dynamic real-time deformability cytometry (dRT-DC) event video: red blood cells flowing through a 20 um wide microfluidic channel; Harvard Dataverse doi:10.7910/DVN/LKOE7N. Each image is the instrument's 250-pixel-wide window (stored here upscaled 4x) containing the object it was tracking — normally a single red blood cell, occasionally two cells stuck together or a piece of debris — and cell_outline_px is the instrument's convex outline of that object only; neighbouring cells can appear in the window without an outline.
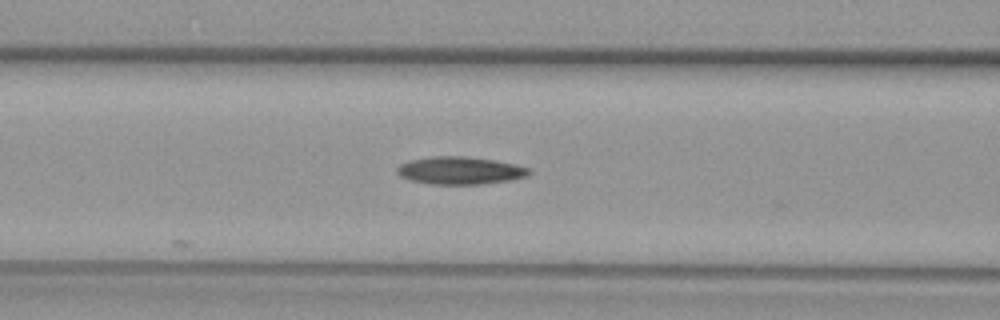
{"species": "common noctule bat (a hibernating species)", "species_latin": "Nyctalus noctula", "temperature_condition": "warm", "stored_images_in_passage": 25, "camera_frame_rate_fps": 3000, "um_per_image_px": 0.085, "animal": {"sex": "female", "body_mass_g": 29.2, "forearm_length_mm": 56.3}, "frame": {"image": 1, "passage_image": 7, "time_ms": 2.0, "image_size_px": [1000, 320], "cell_outline_px": [[532, 172], [528, 176], [512, 180], [484, 184], [432, 184], [408, 180], [400, 176], [396, 172], [396, 168], [400, 164], [408, 160], [432, 156], [464, 156], [496, 160], [516, 164], [532, 168]], "centroid_in_image_um": [39.13, 14.49], "position_along_channel_um": 127.5, "area_um2": 21.68}}
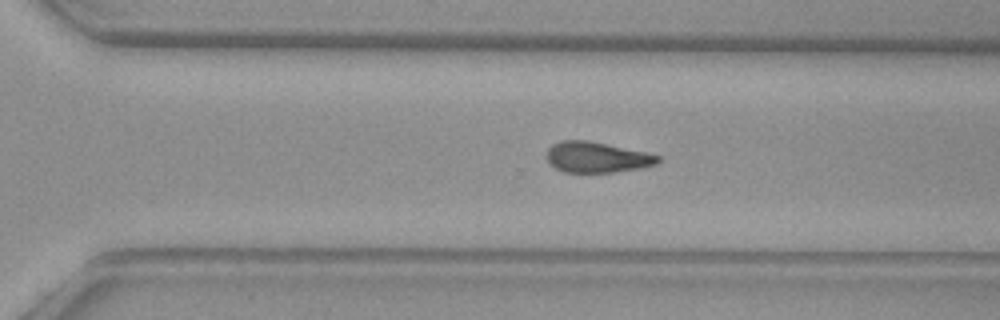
{"frame": {"image": 2, "passage_image": 21, "time_ms": 6.667, "image_size_px": [1000, 320], "cell_outline_px": [[660, 160], [656, 164], [640, 168], [612, 172], [564, 172], [548, 164], [544, 156], [548, 148], [552, 144], [560, 140], [588, 140], [644, 152], [660, 156]], "centroid_in_image_um": [50.65, 13.36], "position_along_channel_um": 320.0, "area_um2": 19.94}}
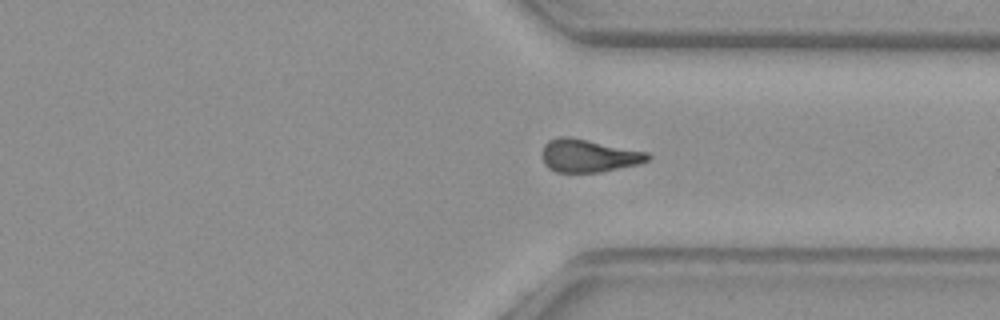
{"frame": {"image": 3, "passage_image": 24, "time_ms": 7.667, "image_size_px": [1000, 320], "cell_outline_px": [[652, 156], [648, 160], [640, 164], [600, 172], [556, 172], [548, 168], [544, 164], [540, 152], [544, 144], [548, 140], [560, 136], [568, 136], [648, 152]], "centroid_in_image_um": [50.0, 13.23], "position_along_channel_um": 361.4, "area_um2": 20.46}}